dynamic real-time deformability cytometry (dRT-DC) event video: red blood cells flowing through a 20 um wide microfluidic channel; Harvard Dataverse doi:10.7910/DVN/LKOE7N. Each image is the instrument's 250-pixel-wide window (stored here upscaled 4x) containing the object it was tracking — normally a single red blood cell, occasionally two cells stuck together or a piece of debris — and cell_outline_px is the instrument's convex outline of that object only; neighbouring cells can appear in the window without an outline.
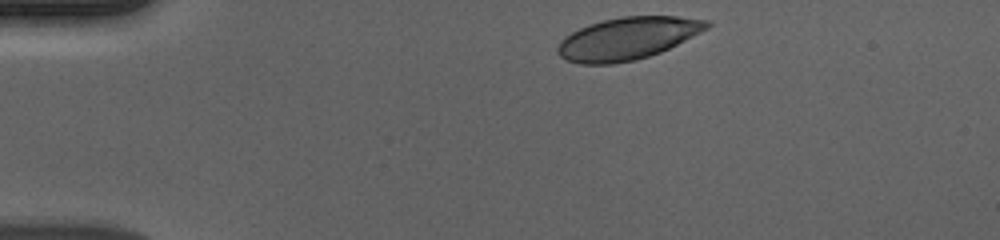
{"species": "human", "species_latin": "Homo sapiens", "temperature_condition": "cold", "stored_images_in_passage": 46, "camera_frame_rate_fps": 3000, "um_per_image_px": 0.085, "donor": {"sex": "male"}, "frame": {"image": 1, "passage_image": 1, "time_ms": 0.0, "image_size_px": [1000, 240], "cell_outline_px": [[712, 24], [708, 28], [660, 52], [648, 56], [632, 60], [612, 64], [580, 64], [568, 60], [560, 56], [556, 52], [556, 48], [560, 40], [564, 36], [580, 28], [604, 20], [624, 16], [676, 16], [712, 20]], "centroid_in_image_um": [53.33, 3.26], "position_along_channel_um": 31.7, "area_um2": 36.53}}
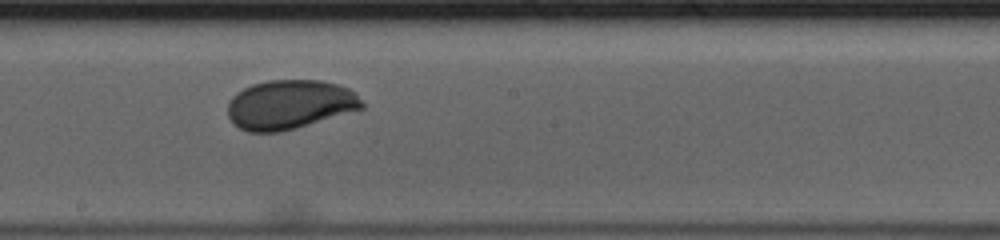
{"frame": {"image": 2, "passage_image": 22, "time_ms": 7.0, "image_size_px": [1000, 240], "cell_outline_px": [[364, 108], [296, 128], [280, 132], [248, 132], [240, 128], [228, 116], [228, 104], [232, 96], [236, 92], [252, 84], [268, 80], [320, 80], [336, 84], [348, 88], [356, 92], [364, 104]], "centroid_in_image_um": [24.64, 8.88], "position_along_channel_um": 223.6, "area_um2": 38.49}}
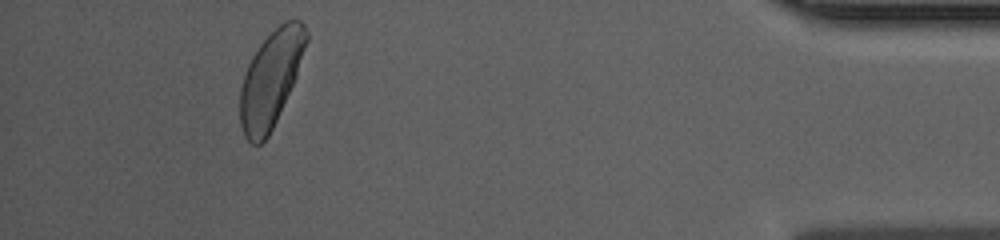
{"frame": {"image": 3, "passage_image": 42, "time_ms": 13.667, "image_size_px": [1000, 240], "cell_outline_px": [[308, 40], [296, 76], [276, 120], [268, 136], [260, 144], [252, 144], [244, 136], [240, 124], [240, 88], [248, 64], [252, 56], [260, 44], [284, 20], [300, 20], [304, 24], [308, 32]], "centroid_in_image_um": [23.01, 6.7], "position_along_channel_um": 412.2, "area_um2": 36.53}, "authors_computed_cell_mechanics": {"area_um2": 37.5989, "velocity_mm_per_s": 3.6537, "shape_relaxation_time_tau1_ms": 3.189, "shape_relaxation_time_tau2_ms": null, "deformation_change_tau1": 0.1223, "deformation_change_tau2": null}}